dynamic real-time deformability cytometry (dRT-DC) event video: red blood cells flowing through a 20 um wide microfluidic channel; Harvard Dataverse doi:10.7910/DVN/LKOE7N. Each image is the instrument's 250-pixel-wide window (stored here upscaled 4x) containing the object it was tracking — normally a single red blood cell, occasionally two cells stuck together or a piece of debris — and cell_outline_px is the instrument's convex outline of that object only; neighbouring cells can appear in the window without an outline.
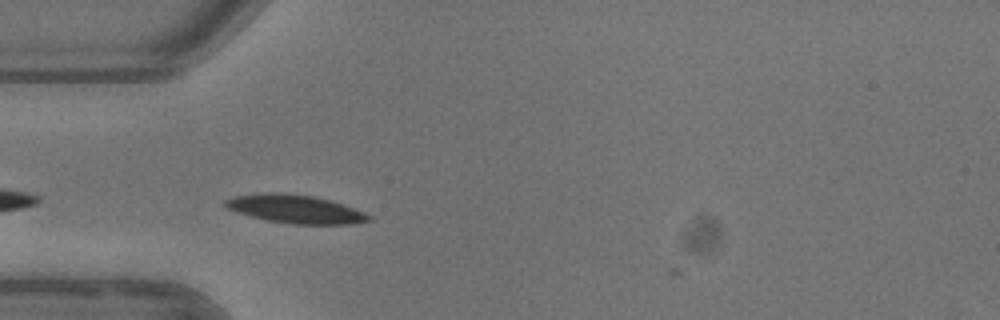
{"species": "common noctule bat (a hibernating species)", "species_latin": "Nyctalus noctula", "temperature_condition": "warm", "stored_images_in_passage": 7, "camera_frame_rate_fps": 3000, "um_per_image_px": 0.085, "animal": {"sex": "female"}, "frame": {"image": 1, "passage_image": 3, "time_ms": 3.333, "image_size_px": [1000, 320], "cell_outline_px": [[372, 220], [352, 224], [288, 224], [268, 220], [236, 212], [228, 208], [224, 204], [224, 200], [232, 196], [256, 192], [276, 192], [312, 196], [344, 204], [364, 212], [372, 216]], "centroid_in_image_um": [25.08, 17.76], "position_along_channel_um": 59.9, "area_um2": 23.81}}
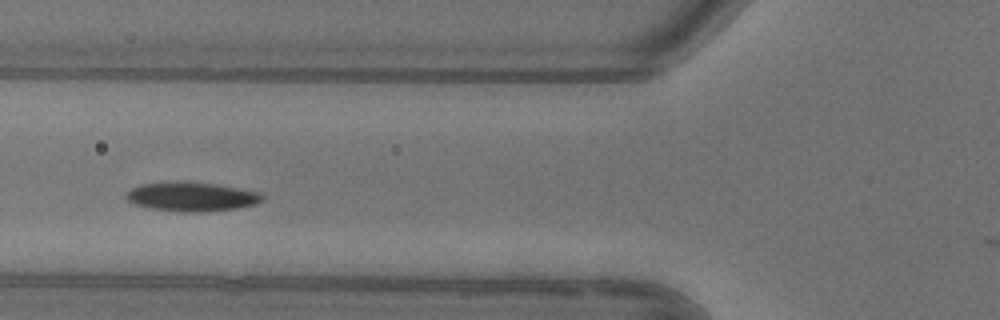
{"frame": {"image": 2, "passage_image": 4, "time_ms": 4.667, "image_size_px": [1000, 320], "cell_outline_px": [[264, 200], [256, 204], [236, 208], [204, 212], [180, 212], [148, 208], [132, 204], [124, 196], [132, 188], [140, 184], [172, 180], [176, 180], [216, 184], [260, 192], [264, 196]], "centroid_in_image_um": [16.25, 16.71], "position_along_channel_um": 109.5, "area_um2": 23.58}}
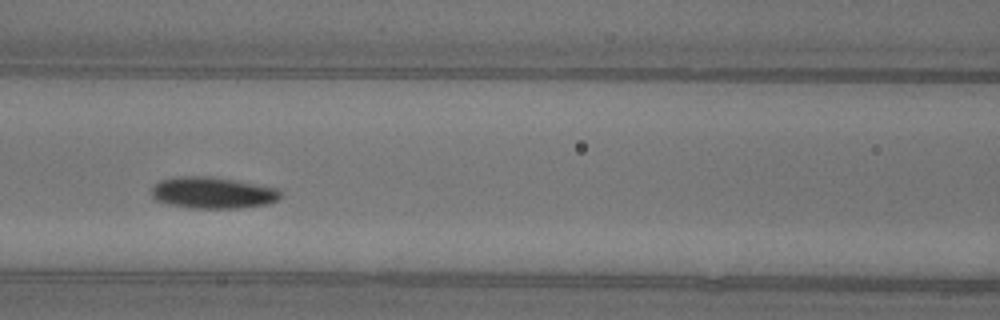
{"frame": {"image": 3, "passage_image": 5, "time_ms": 5.667, "image_size_px": [1000, 320], "cell_outline_px": [[280, 200], [268, 204], [240, 208], [188, 208], [168, 204], [156, 200], [152, 196], [152, 188], [160, 180], [180, 176], [208, 176], [232, 180], [276, 188], [280, 192]], "centroid_in_image_um": [18.07, 16.4], "position_along_channel_um": 148.5, "area_um2": 23.52}}